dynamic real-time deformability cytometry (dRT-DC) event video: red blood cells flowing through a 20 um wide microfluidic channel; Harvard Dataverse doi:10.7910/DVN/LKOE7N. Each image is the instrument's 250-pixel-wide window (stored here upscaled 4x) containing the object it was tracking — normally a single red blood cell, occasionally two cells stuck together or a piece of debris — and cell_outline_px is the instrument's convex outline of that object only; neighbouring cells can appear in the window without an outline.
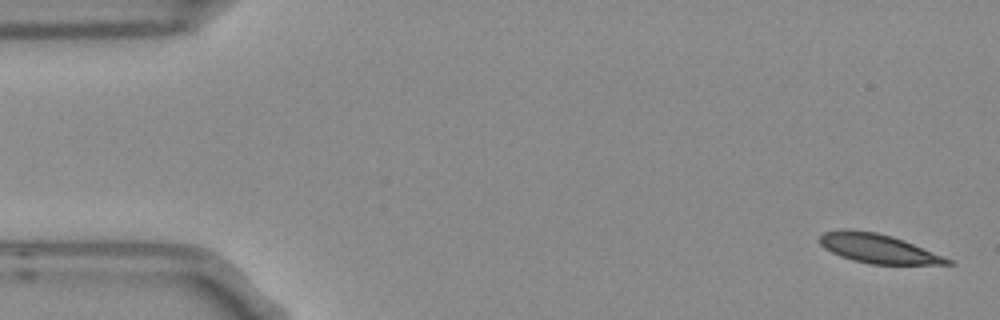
{"species": "Egyptian fruit bat (a non-hibernating species)", "species_latin": "Rousettus aegyptiacus", "temperature_condition": "room temperature", "stored_images_in_passage": 6, "camera_frame_rate_fps": 3000, "um_per_image_px": 0.085, "frame": {"image": 1, "passage_image": 6, "time_ms": 1.667, "image_size_px": [1000, 320], "cell_outline_px": [[956, 264], [872, 264], [852, 260], [840, 256], [824, 248], [816, 240], [824, 232], [844, 228], [848, 228], [876, 232], [892, 236], [904, 240], [944, 256], [952, 260]], "centroid_in_image_um": [74.6, 21.11], "position_along_channel_um": 10.4, "area_um2": 21.85}}